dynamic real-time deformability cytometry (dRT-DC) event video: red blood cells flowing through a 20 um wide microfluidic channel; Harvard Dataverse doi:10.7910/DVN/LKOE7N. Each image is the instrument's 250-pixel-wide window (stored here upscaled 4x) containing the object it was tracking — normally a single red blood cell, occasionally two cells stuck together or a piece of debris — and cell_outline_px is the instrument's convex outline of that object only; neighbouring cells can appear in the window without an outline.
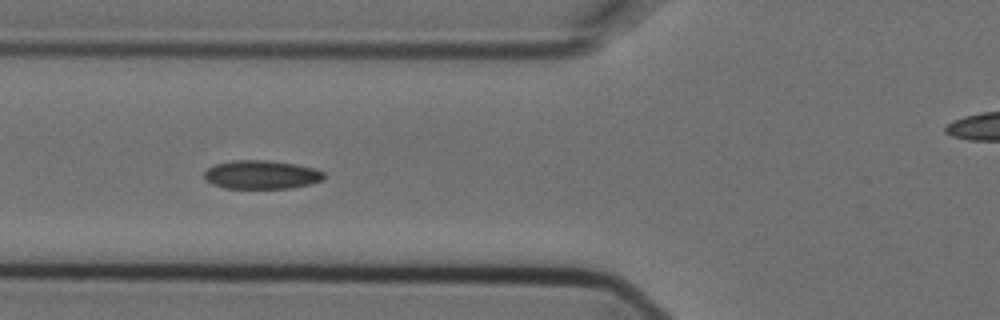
{"species": "Egyptian fruit bat (a non-hibernating species)", "species_latin": "Rousettus aegyptiacus", "temperature_condition": "cold", "stored_images_in_passage": 8, "camera_frame_rate_fps": 3000, "um_per_image_px": 0.085, "animal": {"sex": "female"}, "frame": {"image": 1, "passage_image": 8, "time_ms": 2.333, "image_size_px": [1000, 320], "cell_outline_px": [[328, 176], [324, 180], [292, 188], [224, 188], [212, 184], [204, 180], [204, 172], [208, 168], [216, 164], [232, 160], [268, 160], [296, 164], [312, 168], [324, 172]], "centroid_in_image_um": [22.23, 14.85], "position_along_channel_um": 103.6, "area_um2": 20.11}}